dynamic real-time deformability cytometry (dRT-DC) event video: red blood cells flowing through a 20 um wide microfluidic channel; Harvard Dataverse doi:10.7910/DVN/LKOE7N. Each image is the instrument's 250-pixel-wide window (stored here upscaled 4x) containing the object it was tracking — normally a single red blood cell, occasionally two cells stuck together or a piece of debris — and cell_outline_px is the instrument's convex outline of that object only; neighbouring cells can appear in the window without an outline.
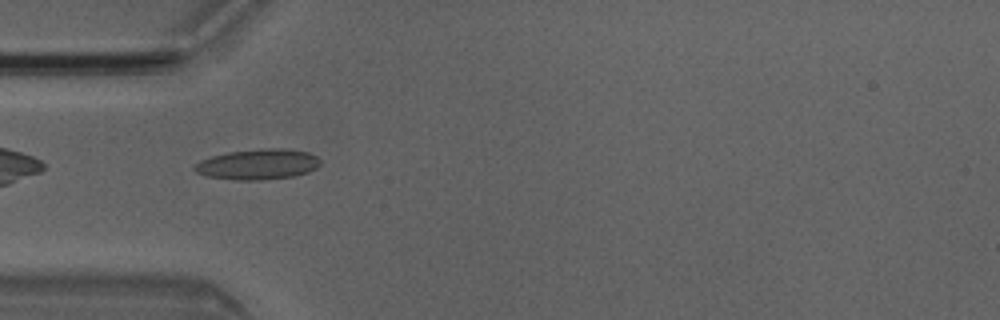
{"species": "Egyptian fruit bat (a non-hibernating species)", "species_latin": "Rousettus aegyptiacus", "temperature_condition": "room temperature", "stored_images_in_passage": 5, "camera_frame_rate_fps": 3000, "um_per_image_px": 0.085, "animal": {"sex": "male"}, "frame": {"image": 1, "passage_image": 4, "time_ms": 1.0, "image_size_px": [1000, 320], "cell_outline_px": [[320, 164], [316, 168], [308, 172], [292, 176], [260, 180], [236, 180], [208, 176], [196, 172], [192, 168], [200, 160], [212, 156], [228, 152], [264, 148], [288, 148], [308, 152], [316, 156], [320, 160]], "centroid_in_image_um": [21.93, 13.95], "position_along_channel_um": 63.1, "area_um2": 22.31}}